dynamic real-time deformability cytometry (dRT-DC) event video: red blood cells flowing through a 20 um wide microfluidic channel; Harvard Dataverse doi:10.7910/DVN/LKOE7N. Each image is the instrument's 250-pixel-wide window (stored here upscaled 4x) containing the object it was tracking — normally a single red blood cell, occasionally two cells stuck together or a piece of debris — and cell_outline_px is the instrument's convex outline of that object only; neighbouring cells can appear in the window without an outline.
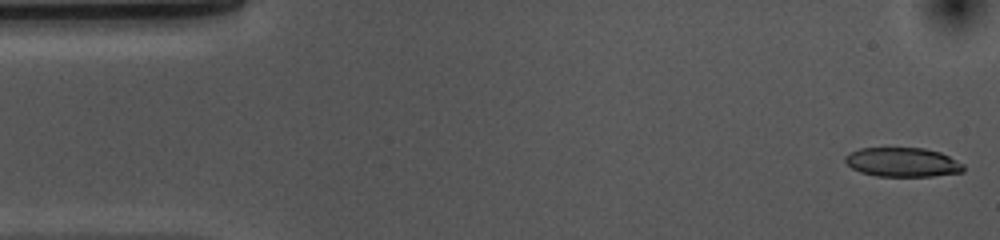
{"species": "common noctule bat (a hibernating species)", "species_latin": "Nyctalus noctula", "temperature_condition": "cold", "stored_images_in_passage": 53, "camera_frame_rate_fps": 3000, "um_per_image_px": 0.085, "animal": {"sex": "female", "body_mass_g": 10.0, "forearm_length_mm": 53.1}, "frame": {"image": 1, "passage_image": 1, "time_ms": 0.0, "image_size_px": [1000, 240], "cell_outline_px": [[964, 172], [932, 176], [876, 176], [860, 172], [852, 168], [844, 160], [844, 156], [848, 152], [860, 148], [924, 148], [940, 152], [964, 164]], "centroid_in_image_um": [76.7, 13.79], "position_along_channel_um": 8.3, "area_um2": 20.23}}
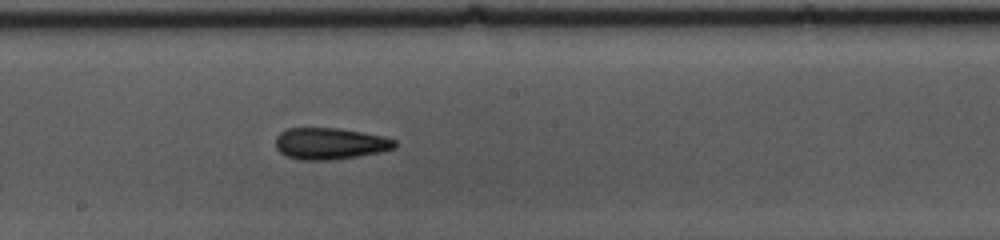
{"frame": {"image": 2, "passage_image": 27, "time_ms": 8.667, "image_size_px": [1000, 240], "cell_outline_px": [[396, 148], [380, 152], [332, 160], [300, 160], [288, 156], [280, 152], [276, 148], [276, 136], [280, 132], [288, 128], [336, 128], [384, 136], [396, 140]], "centroid_in_image_um": [28.05, 12.2], "position_along_channel_um": 220.2, "area_um2": 21.85}}
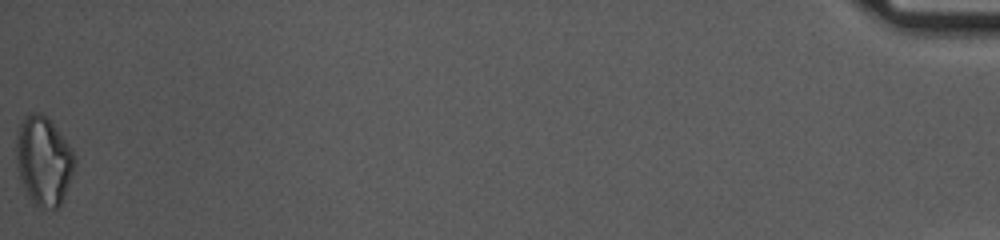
{"frame": {"image": 3, "passage_image": 53, "time_ms": 17.333, "image_size_px": [1000, 240], "cell_outline_px": [[76, 164], [60, 204], [56, 208], [40, 208], [32, 204], [20, 180], [16, 156], [16, 136], [20, 124], [24, 116], [32, 112], [40, 112], [48, 116], [72, 148], [76, 156]], "centroid_in_image_um": [3.7, 13.63], "position_along_channel_um": 431.5, "area_um2": 30.52}, "authors_computed_cell_mechanics": {"area_um2": 21.8484, "velocity_mm_per_s": 3.668, "shape_relaxation_time_tau1_ms": 10.0709, "shape_relaxation_time_tau2_ms": 10.3929, "deformation_change_tau1": 0.1775, "deformation_change_tau2": 0.2006}}